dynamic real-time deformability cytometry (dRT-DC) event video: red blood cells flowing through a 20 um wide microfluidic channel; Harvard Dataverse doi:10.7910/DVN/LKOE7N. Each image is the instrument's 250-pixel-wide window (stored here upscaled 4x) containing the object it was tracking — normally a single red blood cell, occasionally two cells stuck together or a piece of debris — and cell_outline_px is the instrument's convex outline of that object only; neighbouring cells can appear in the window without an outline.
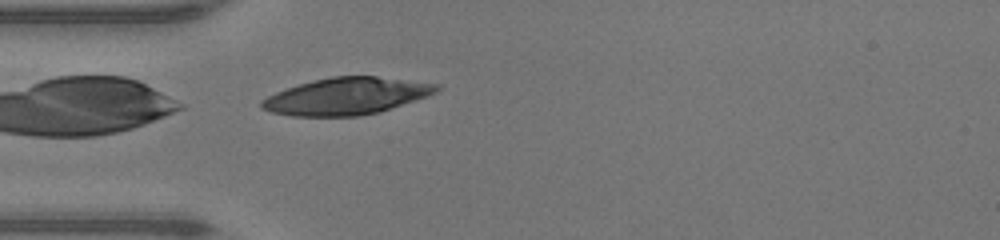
{"species": "human", "species_latin": "Homo sapiens", "temperature_condition": "warm", "stored_images_in_passage": 2, "camera_frame_rate_fps": 3000, "um_per_image_px": 0.085, "donor": {"sex": "male"}, "frame": {"image": 1, "passage_image": 2, "time_ms": 0.333, "image_size_px": [1000, 240], "cell_outline_px": [[440, 88], [436, 92], [428, 96], [380, 112], [360, 116], [292, 116], [272, 112], [260, 108], [260, 100], [276, 92], [312, 80], [332, 76], [376, 76], [440, 84]], "centroid_in_image_um": [29.45, 8.18], "position_along_channel_um": 55.5, "area_um2": 37.69}}